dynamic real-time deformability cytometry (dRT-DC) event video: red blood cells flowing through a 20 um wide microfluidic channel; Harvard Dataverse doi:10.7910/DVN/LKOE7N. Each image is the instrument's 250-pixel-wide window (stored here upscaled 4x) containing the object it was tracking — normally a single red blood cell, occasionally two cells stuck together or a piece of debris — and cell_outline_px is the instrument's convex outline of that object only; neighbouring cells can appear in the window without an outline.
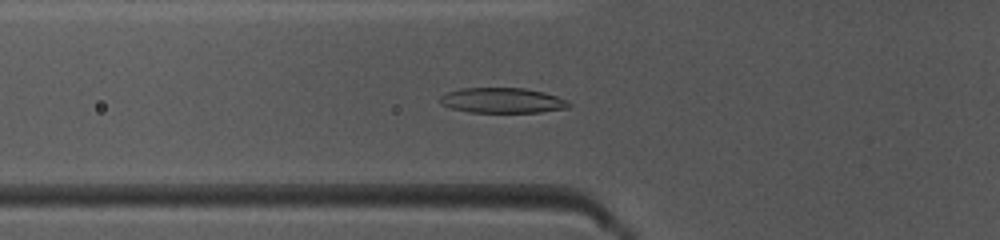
{"species": "common noctule bat (a hibernating species)", "species_latin": "Nyctalus noctula", "temperature_condition": "warm", "stored_images_in_passage": 41, "camera_frame_rate_fps": 3000, "um_per_image_px": 0.085, "animal": {"sex": "female", "body_mass_g": 10.0, "forearm_length_mm": 53.1}, "frame": {"image": 1, "passage_image": 9, "time_ms": 2.667, "image_size_px": [1000, 240], "cell_outline_px": [[572, 104], [568, 108], [540, 112], [468, 112], [452, 108], [440, 104], [440, 96], [448, 92], [460, 88], [524, 88], [544, 92], [568, 100]], "centroid_in_image_um": [42.72, 8.53], "position_along_channel_um": 83.1, "area_um2": 18.96}}
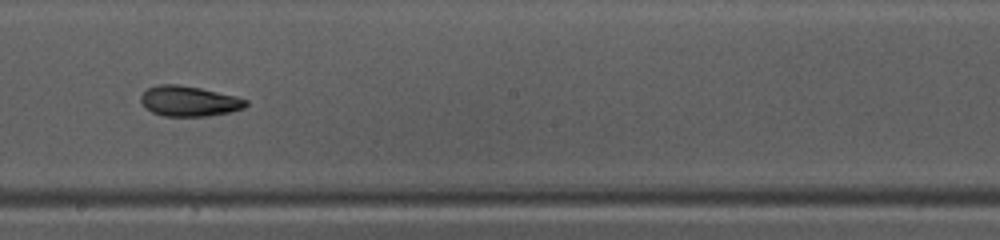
{"frame": {"image": 2, "passage_image": 20, "time_ms": 6.333, "image_size_px": [1000, 240], "cell_outline_px": [[248, 104], [244, 108], [228, 112], [208, 116], [164, 116], [152, 112], [144, 108], [140, 100], [140, 96], [148, 88], [156, 84], [176, 84], [200, 88], [236, 96], [248, 100]], "centroid_in_image_um": [16.04, 8.59], "position_along_channel_um": 232.2, "area_um2": 18.61}}
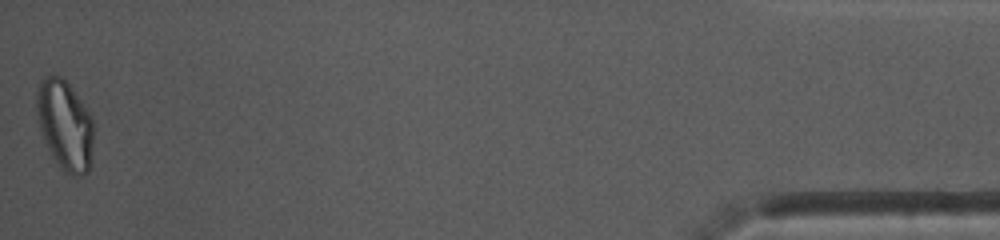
{"frame": {"image": 3, "passage_image": 41, "time_ms": 13.333, "image_size_px": [1000, 240], "cell_outline_px": [[92, 140], [88, 172], [80, 176], [72, 176], [52, 156], [40, 128], [36, 112], [36, 92], [40, 80], [48, 76], [60, 76], [68, 84], [80, 100], [88, 112], [92, 120]], "centroid_in_image_um": [5.49, 10.6], "position_along_channel_um": 429.7, "area_um2": 28.84}, "authors_computed_cell_mechanics": {"area_um2": 19.2474, "velocity_mm_per_s": 4.027, "shape_relaxation_time_tau1_ms": 3.8748, "shape_relaxation_time_tau2_ms": 2.2103, "deformation_change_tau1": 0.1682, "deformation_change_tau2": 0.0778}}